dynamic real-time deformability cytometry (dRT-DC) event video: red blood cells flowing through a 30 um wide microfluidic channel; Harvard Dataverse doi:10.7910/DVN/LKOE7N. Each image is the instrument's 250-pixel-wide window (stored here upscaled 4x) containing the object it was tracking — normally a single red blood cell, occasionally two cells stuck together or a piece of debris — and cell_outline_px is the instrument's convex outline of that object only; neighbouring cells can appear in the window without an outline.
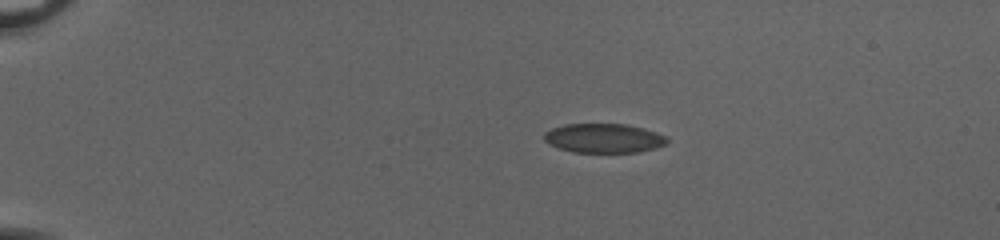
{"species": "common noctule bat (a hibernating species)", "species_latin": "Nyctalus noctula", "temperature_condition": "cold", "stored_images_in_passage": 44, "camera_frame_rate_fps": 3000, "um_per_image_px": 0.085, "animal": {"sex": "female", "body_mass_g": 20.0, "forearm_length_mm": 54.0}, "frame": {"image": 1, "passage_image": 1, "time_ms": 0.0, "image_size_px": [1000, 240], "cell_outline_px": [[668, 144], [656, 148], [636, 152], [572, 152], [560, 148], [544, 140], [544, 132], [552, 128], [564, 124], [628, 124], [644, 128], [668, 136]], "centroid_in_image_um": [51.37, 11.74], "position_along_channel_um": 33.6, "area_um2": 21.04}}
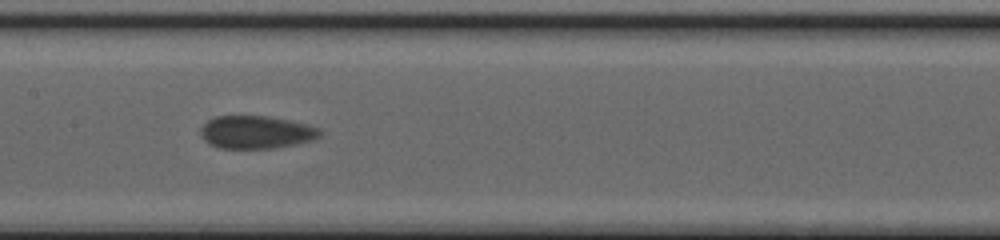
{"frame": {"image": 2, "passage_image": 19, "time_ms": 6.0, "image_size_px": [1000, 240], "cell_outline_px": [[320, 136], [312, 140], [272, 148], [220, 148], [204, 140], [200, 136], [200, 128], [208, 120], [216, 116], [268, 116], [288, 120], [320, 128]], "centroid_in_image_um": [21.73, 11.23], "position_along_channel_um": 185.7, "area_um2": 22.54}}
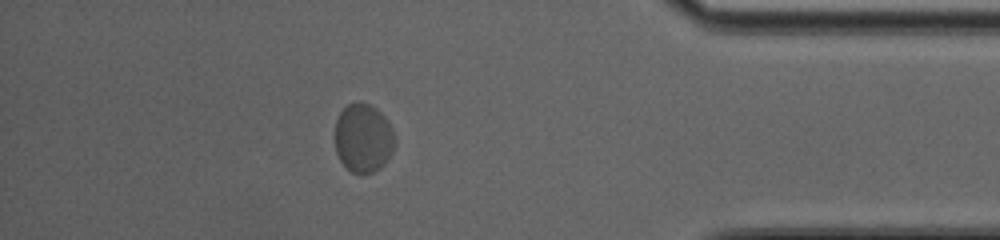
{"frame": {"image": 3, "passage_image": 38, "time_ms": 12.333, "image_size_px": [1000, 240], "cell_outline_px": [[392, 152], [380, 168], [372, 172], [352, 172], [340, 160], [336, 152], [336, 120], [340, 112], [348, 104], [360, 100], [376, 108], [384, 116], [392, 128]], "centroid_in_image_um": [30.85, 11.69], "position_along_channel_um": 404.4, "area_um2": 23.47}, "authors_computed_cell_mechanics": {"area_um2": 22.4264, "velocity_mm_per_s": 3.8807, "shape_relaxation_time_tau1_ms": 1.15, "shape_relaxation_time_tau2_ms": null, "deformation_change_tau1": 0.0453, "deformation_change_tau2": null}}